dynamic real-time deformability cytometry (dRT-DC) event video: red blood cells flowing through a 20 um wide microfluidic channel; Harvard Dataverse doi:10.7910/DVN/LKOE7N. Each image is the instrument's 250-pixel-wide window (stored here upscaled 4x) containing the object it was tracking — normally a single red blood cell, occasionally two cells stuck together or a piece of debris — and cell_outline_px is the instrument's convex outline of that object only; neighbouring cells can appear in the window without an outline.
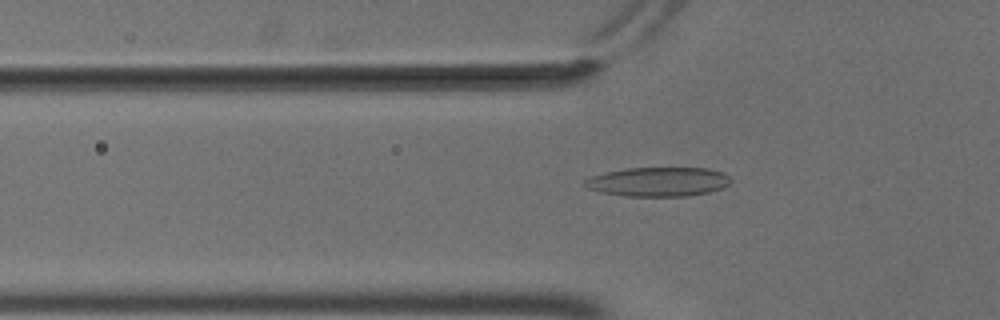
{"species": "common noctule bat (a hibernating species)", "species_latin": "Nyctalus noctula", "temperature_condition": "cold", "stored_images_in_passage": 44, "camera_frame_rate_fps": 3000, "um_per_image_px": 0.085, "animal": {"sex": "male", "body_mass_g": 18.8}, "frame": {"image": 1, "passage_image": 8, "time_ms": 2.333, "image_size_px": [1000, 320], "cell_outline_px": [[732, 180], [728, 184], [720, 188], [708, 192], [688, 196], [628, 196], [600, 192], [588, 188], [580, 184], [588, 176], [604, 172], [624, 168], [708, 168], [724, 172]], "centroid_in_image_um": [55.89, 15.44], "position_along_channel_um": 69.9, "area_um2": 25.09}}
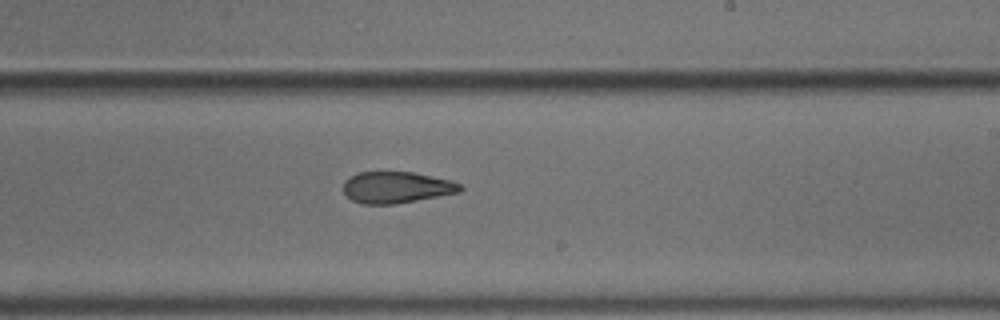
{"frame": {"image": 2, "passage_image": 23, "time_ms": 7.333, "image_size_px": [1000, 320], "cell_outline_px": [[464, 188], [460, 192], [396, 204], [360, 204], [352, 200], [344, 192], [344, 180], [356, 172], [412, 172], [448, 180], [460, 184]], "centroid_in_image_um": [33.67, 15.93], "position_along_channel_um": 255.3, "area_um2": 21.33}}
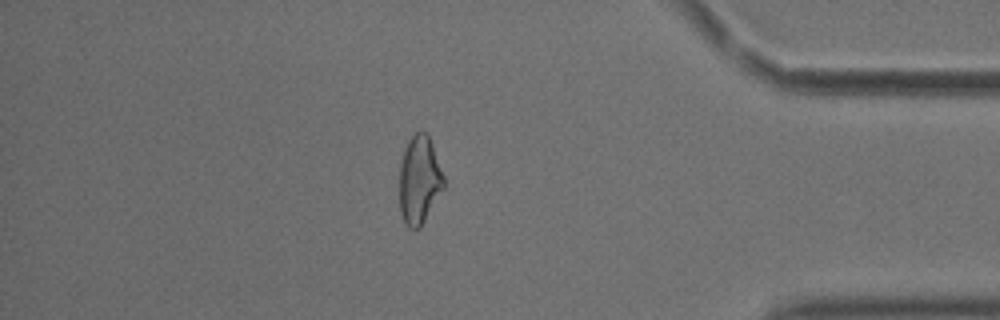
{"frame": {"image": 3, "passage_image": 37, "time_ms": 12.0, "image_size_px": [1000, 320], "cell_outline_px": [[444, 188], [420, 228], [408, 228], [400, 212], [400, 160], [404, 148], [408, 140], [420, 128], [428, 132], [444, 176]], "centroid_in_image_um": [35.64, 15.24], "position_along_channel_um": 399.6, "area_um2": 23.0}, "authors_computed_cell_mechanics": {"area_um2": 22.831, "velocity_mm_per_s": 3.7028, "shape_relaxation_time_tau1_ms": null, "shape_relaxation_time_tau2_ms": 3.5995, "deformation_change_tau1": null, "deformation_change_tau2": 0.1048}}